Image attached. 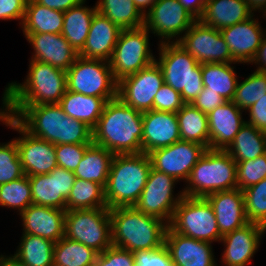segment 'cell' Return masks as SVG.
I'll use <instances>...</instances> for the list:
<instances>
[{
	"label": "cell",
	"instance_id": "cell-13",
	"mask_svg": "<svg viewBox=\"0 0 266 266\" xmlns=\"http://www.w3.org/2000/svg\"><path fill=\"white\" fill-rule=\"evenodd\" d=\"M178 181L163 172L151 168L146 185L134 207L144 214L171 223L176 207L183 199V191L174 195Z\"/></svg>",
	"mask_w": 266,
	"mask_h": 266
},
{
	"label": "cell",
	"instance_id": "cell-42",
	"mask_svg": "<svg viewBox=\"0 0 266 266\" xmlns=\"http://www.w3.org/2000/svg\"><path fill=\"white\" fill-rule=\"evenodd\" d=\"M243 193L248 221L266 228V178L244 189Z\"/></svg>",
	"mask_w": 266,
	"mask_h": 266
},
{
	"label": "cell",
	"instance_id": "cell-8",
	"mask_svg": "<svg viewBox=\"0 0 266 266\" xmlns=\"http://www.w3.org/2000/svg\"><path fill=\"white\" fill-rule=\"evenodd\" d=\"M0 122L7 128L17 131L21 136L15 137L24 175H45L58 167L55 145L26 132L15 120L8 98L2 94Z\"/></svg>",
	"mask_w": 266,
	"mask_h": 266
},
{
	"label": "cell",
	"instance_id": "cell-15",
	"mask_svg": "<svg viewBox=\"0 0 266 266\" xmlns=\"http://www.w3.org/2000/svg\"><path fill=\"white\" fill-rule=\"evenodd\" d=\"M200 64L238 63L224 41L220 30L196 20L177 42Z\"/></svg>",
	"mask_w": 266,
	"mask_h": 266
},
{
	"label": "cell",
	"instance_id": "cell-29",
	"mask_svg": "<svg viewBox=\"0 0 266 266\" xmlns=\"http://www.w3.org/2000/svg\"><path fill=\"white\" fill-rule=\"evenodd\" d=\"M106 103L107 100L105 98L86 96L81 93L66 90L59 105L70 118L84 122L93 129Z\"/></svg>",
	"mask_w": 266,
	"mask_h": 266
},
{
	"label": "cell",
	"instance_id": "cell-49",
	"mask_svg": "<svg viewBox=\"0 0 266 266\" xmlns=\"http://www.w3.org/2000/svg\"><path fill=\"white\" fill-rule=\"evenodd\" d=\"M28 0H0V20H20L23 24Z\"/></svg>",
	"mask_w": 266,
	"mask_h": 266
},
{
	"label": "cell",
	"instance_id": "cell-18",
	"mask_svg": "<svg viewBox=\"0 0 266 266\" xmlns=\"http://www.w3.org/2000/svg\"><path fill=\"white\" fill-rule=\"evenodd\" d=\"M33 204L66 210V199L73 187V171L56 167L49 174L28 176Z\"/></svg>",
	"mask_w": 266,
	"mask_h": 266
},
{
	"label": "cell",
	"instance_id": "cell-3",
	"mask_svg": "<svg viewBox=\"0 0 266 266\" xmlns=\"http://www.w3.org/2000/svg\"><path fill=\"white\" fill-rule=\"evenodd\" d=\"M112 245L130 252L159 249L164 245L168 224L131 207L109 209Z\"/></svg>",
	"mask_w": 266,
	"mask_h": 266
},
{
	"label": "cell",
	"instance_id": "cell-23",
	"mask_svg": "<svg viewBox=\"0 0 266 266\" xmlns=\"http://www.w3.org/2000/svg\"><path fill=\"white\" fill-rule=\"evenodd\" d=\"M181 140L177 114L158 110L143 112L142 152L170 146Z\"/></svg>",
	"mask_w": 266,
	"mask_h": 266
},
{
	"label": "cell",
	"instance_id": "cell-54",
	"mask_svg": "<svg viewBox=\"0 0 266 266\" xmlns=\"http://www.w3.org/2000/svg\"><path fill=\"white\" fill-rule=\"evenodd\" d=\"M250 64L258 65L255 71L266 72V33L262 38L261 45L258 48L256 56Z\"/></svg>",
	"mask_w": 266,
	"mask_h": 266
},
{
	"label": "cell",
	"instance_id": "cell-33",
	"mask_svg": "<svg viewBox=\"0 0 266 266\" xmlns=\"http://www.w3.org/2000/svg\"><path fill=\"white\" fill-rule=\"evenodd\" d=\"M226 151L238 163L266 153V132L245 122Z\"/></svg>",
	"mask_w": 266,
	"mask_h": 266
},
{
	"label": "cell",
	"instance_id": "cell-35",
	"mask_svg": "<svg viewBox=\"0 0 266 266\" xmlns=\"http://www.w3.org/2000/svg\"><path fill=\"white\" fill-rule=\"evenodd\" d=\"M176 114L181 140L194 142L209 149L207 114L189 103H186Z\"/></svg>",
	"mask_w": 266,
	"mask_h": 266
},
{
	"label": "cell",
	"instance_id": "cell-51",
	"mask_svg": "<svg viewBox=\"0 0 266 266\" xmlns=\"http://www.w3.org/2000/svg\"><path fill=\"white\" fill-rule=\"evenodd\" d=\"M249 114L247 123L261 131L266 132V95L262 96L260 100L250 106L245 113Z\"/></svg>",
	"mask_w": 266,
	"mask_h": 266
},
{
	"label": "cell",
	"instance_id": "cell-10",
	"mask_svg": "<svg viewBox=\"0 0 266 266\" xmlns=\"http://www.w3.org/2000/svg\"><path fill=\"white\" fill-rule=\"evenodd\" d=\"M150 34L145 26L121 30L109 60L113 77L117 82L155 62L156 57L149 47Z\"/></svg>",
	"mask_w": 266,
	"mask_h": 266
},
{
	"label": "cell",
	"instance_id": "cell-48",
	"mask_svg": "<svg viewBox=\"0 0 266 266\" xmlns=\"http://www.w3.org/2000/svg\"><path fill=\"white\" fill-rule=\"evenodd\" d=\"M133 256L135 266H173L165 245L159 249L134 251Z\"/></svg>",
	"mask_w": 266,
	"mask_h": 266
},
{
	"label": "cell",
	"instance_id": "cell-20",
	"mask_svg": "<svg viewBox=\"0 0 266 266\" xmlns=\"http://www.w3.org/2000/svg\"><path fill=\"white\" fill-rule=\"evenodd\" d=\"M164 245L169 251L173 266H218L212 243L179 234L169 225Z\"/></svg>",
	"mask_w": 266,
	"mask_h": 266
},
{
	"label": "cell",
	"instance_id": "cell-26",
	"mask_svg": "<svg viewBox=\"0 0 266 266\" xmlns=\"http://www.w3.org/2000/svg\"><path fill=\"white\" fill-rule=\"evenodd\" d=\"M244 111L232 101H226L207 114L209 125V149L226 150L233 142L241 126Z\"/></svg>",
	"mask_w": 266,
	"mask_h": 266
},
{
	"label": "cell",
	"instance_id": "cell-27",
	"mask_svg": "<svg viewBox=\"0 0 266 266\" xmlns=\"http://www.w3.org/2000/svg\"><path fill=\"white\" fill-rule=\"evenodd\" d=\"M121 30L106 16L96 11L90 25L86 43L79 52V56L85 59L109 62Z\"/></svg>",
	"mask_w": 266,
	"mask_h": 266
},
{
	"label": "cell",
	"instance_id": "cell-45",
	"mask_svg": "<svg viewBox=\"0 0 266 266\" xmlns=\"http://www.w3.org/2000/svg\"><path fill=\"white\" fill-rule=\"evenodd\" d=\"M91 144L55 145L57 165L69 171H75L82 160L86 149Z\"/></svg>",
	"mask_w": 266,
	"mask_h": 266
},
{
	"label": "cell",
	"instance_id": "cell-30",
	"mask_svg": "<svg viewBox=\"0 0 266 266\" xmlns=\"http://www.w3.org/2000/svg\"><path fill=\"white\" fill-rule=\"evenodd\" d=\"M86 0L64 12V21L61 34L69 44L79 53L87 40L90 25L95 12L93 7L84 6Z\"/></svg>",
	"mask_w": 266,
	"mask_h": 266
},
{
	"label": "cell",
	"instance_id": "cell-57",
	"mask_svg": "<svg viewBox=\"0 0 266 266\" xmlns=\"http://www.w3.org/2000/svg\"><path fill=\"white\" fill-rule=\"evenodd\" d=\"M0 266H24L18 262L13 256L0 255Z\"/></svg>",
	"mask_w": 266,
	"mask_h": 266
},
{
	"label": "cell",
	"instance_id": "cell-46",
	"mask_svg": "<svg viewBox=\"0 0 266 266\" xmlns=\"http://www.w3.org/2000/svg\"><path fill=\"white\" fill-rule=\"evenodd\" d=\"M186 103L181 94L171 86L164 84L153 100V109L163 112L177 113Z\"/></svg>",
	"mask_w": 266,
	"mask_h": 266
},
{
	"label": "cell",
	"instance_id": "cell-14",
	"mask_svg": "<svg viewBox=\"0 0 266 266\" xmlns=\"http://www.w3.org/2000/svg\"><path fill=\"white\" fill-rule=\"evenodd\" d=\"M196 20L178 0H157L144 16V26L161 39L159 44L175 43Z\"/></svg>",
	"mask_w": 266,
	"mask_h": 266
},
{
	"label": "cell",
	"instance_id": "cell-6",
	"mask_svg": "<svg viewBox=\"0 0 266 266\" xmlns=\"http://www.w3.org/2000/svg\"><path fill=\"white\" fill-rule=\"evenodd\" d=\"M184 196L205 198L218 192L237 188V164L226 150L207 149L192 168Z\"/></svg>",
	"mask_w": 266,
	"mask_h": 266
},
{
	"label": "cell",
	"instance_id": "cell-28",
	"mask_svg": "<svg viewBox=\"0 0 266 266\" xmlns=\"http://www.w3.org/2000/svg\"><path fill=\"white\" fill-rule=\"evenodd\" d=\"M252 15L245 0H206L204 13L199 20L206 26L221 30Z\"/></svg>",
	"mask_w": 266,
	"mask_h": 266
},
{
	"label": "cell",
	"instance_id": "cell-31",
	"mask_svg": "<svg viewBox=\"0 0 266 266\" xmlns=\"http://www.w3.org/2000/svg\"><path fill=\"white\" fill-rule=\"evenodd\" d=\"M114 154L106 148L92 143L74 171L78 179L96 182L106 187Z\"/></svg>",
	"mask_w": 266,
	"mask_h": 266
},
{
	"label": "cell",
	"instance_id": "cell-21",
	"mask_svg": "<svg viewBox=\"0 0 266 266\" xmlns=\"http://www.w3.org/2000/svg\"><path fill=\"white\" fill-rule=\"evenodd\" d=\"M252 15L249 19L222 28L220 33L229 47L232 57L238 63L250 64L256 56L263 36L266 33L259 18Z\"/></svg>",
	"mask_w": 266,
	"mask_h": 266
},
{
	"label": "cell",
	"instance_id": "cell-52",
	"mask_svg": "<svg viewBox=\"0 0 266 266\" xmlns=\"http://www.w3.org/2000/svg\"><path fill=\"white\" fill-rule=\"evenodd\" d=\"M34 1L47 8L65 12L70 8L78 5L83 0H34Z\"/></svg>",
	"mask_w": 266,
	"mask_h": 266
},
{
	"label": "cell",
	"instance_id": "cell-2",
	"mask_svg": "<svg viewBox=\"0 0 266 266\" xmlns=\"http://www.w3.org/2000/svg\"><path fill=\"white\" fill-rule=\"evenodd\" d=\"M93 130V143L117 154L142 152L143 112L119 97L107 101Z\"/></svg>",
	"mask_w": 266,
	"mask_h": 266
},
{
	"label": "cell",
	"instance_id": "cell-7",
	"mask_svg": "<svg viewBox=\"0 0 266 266\" xmlns=\"http://www.w3.org/2000/svg\"><path fill=\"white\" fill-rule=\"evenodd\" d=\"M155 61L163 72L164 83L181 94L191 104L203 90L201 64L177 42L158 44Z\"/></svg>",
	"mask_w": 266,
	"mask_h": 266
},
{
	"label": "cell",
	"instance_id": "cell-41",
	"mask_svg": "<svg viewBox=\"0 0 266 266\" xmlns=\"http://www.w3.org/2000/svg\"><path fill=\"white\" fill-rule=\"evenodd\" d=\"M266 95V72L254 71L246 79L238 80L232 102L241 110H247Z\"/></svg>",
	"mask_w": 266,
	"mask_h": 266
},
{
	"label": "cell",
	"instance_id": "cell-17",
	"mask_svg": "<svg viewBox=\"0 0 266 266\" xmlns=\"http://www.w3.org/2000/svg\"><path fill=\"white\" fill-rule=\"evenodd\" d=\"M207 149L200 144L178 141L170 146L151 151L148 155L152 168L186 182L192 168Z\"/></svg>",
	"mask_w": 266,
	"mask_h": 266
},
{
	"label": "cell",
	"instance_id": "cell-34",
	"mask_svg": "<svg viewBox=\"0 0 266 266\" xmlns=\"http://www.w3.org/2000/svg\"><path fill=\"white\" fill-rule=\"evenodd\" d=\"M241 63H203L201 64L203 85L207 91L221 95L226 101H232L238 78L235 66Z\"/></svg>",
	"mask_w": 266,
	"mask_h": 266
},
{
	"label": "cell",
	"instance_id": "cell-37",
	"mask_svg": "<svg viewBox=\"0 0 266 266\" xmlns=\"http://www.w3.org/2000/svg\"><path fill=\"white\" fill-rule=\"evenodd\" d=\"M97 11L120 29H136L144 26V16L133 0H98Z\"/></svg>",
	"mask_w": 266,
	"mask_h": 266
},
{
	"label": "cell",
	"instance_id": "cell-55",
	"mask_svg": "<svg viewBox=\"0 0 266 266\" xmlns=\"http://www.w3.org/2000/svg\"><path fill=\"white\" fill-rule=\"evenodd\" d=\"M245 2L253 14L258 10V13L262 12L261 14L263 15V19H266V0H245Z\"/></svg>",
	"mask_w": 266,
	"mask_h": 266
},
{
	"label": "cell",
	"instance_id": "cell-1",
	"mask_svg": "<svg viewBox=\"0 0 266 266\" xmlns=\"http://www.w3.org/2000/svg\"><path fill=\"white\" fill-rule=\"evenodd\" d=\"M14 120L30 135L54 145L92 144L93 130L66 115L59 104L12 107Z\"/></svg>",
	"mask_w": 266,
	"mask_h": 266
},
{
	"label": "cell",
	"instance_id": "cell-25",
	"mask_svg": "<svg viewBox=\"0 0 266 266\" xmlns=\"http://www.w3.org/2000/svg\"><path fill=\"white\" fill-rule=\"evenodd\" d=\"M66 210L31 204L20 214L23 232L54 243L64 237Z\"/></svg>",
	"mask_w": 266,
	"mask_h": 266
},
{
	"label": "cell",
	"instance_id": "cell-4",
	"mask_svg": "<svg viewBox=\"0 0 266 266\" xmlns=\"http://www.w3.org/2000/svg\"><path fill=\"white\" fill-rule=\"evenodd\" d=\"M24 82L6 85L4 95L12 107L59 104L67 90L66 71L48 63L29 61Z\"/></svg>",
	"mask_w": 266,
	"mask_h": 266
},
{
	"label": "cell",
	"instance_id": "cell-40",
	"mask_svg": "<svg viewBox=\"0 0 266 266\" xmlns=\"http://www.w3.org/2000/svg\"><path fill=\"white\" fill-rule=\"evenodd\" d=\"M33 204L31 186L27 175L0 185V206L17 210L20 214Z\"/></svg>",
	"mask_w": 266,
	"mask_h": 266
},
{
	"label": "cell",
	"instance_id": "cell-53",
	"mask_svg": "<svg viewBox=\"0 0 266 266\" xmlns=\"http://www.w3.org/2000/svg\"><path fill=\"white\" fill-rule=\"evenodd\" d=\"M184 9L199 20L205 10L206 0H178Z\"/></svg>",
	"mask_w": 266,
	"mask_h": 266
},
{
	"label": "cell",
	"instance_id": "cell-16",
	"mask_svg": "<svg viewBox=\"0 0 266 266\" xmlns=\"http://www.w3.org/2000/svg\"><path fill=\"white\" fill-rule=\"evenodd\" d=\"M163 72L157 62L118 81L117 97L141 112L153 110V100L164 85Z\"/></svg>",
	"mask_w": 266,
	"mask_h": 266
},
{
	"label": "cell",
	"instance_id": "cell-47",
	"mask_svg": "<svg viewBox=\"0 0 266 266\" xmlns=\"http://www.w3.org/2000/svg\"><path fill=\"white\" fill-rule=\"evenodd\" d=\"M94 266H135L133 252L112 245L98 253Z\"/></svg>",
	"mask_w": 266,
	"mask_h": 266
},
{
	"label": "cell",
	"instance_id": "cell-39",
	"mask_svg": "<svg viewBox=\"0 0 266 266\" xmlns=\"http://www.w3.org/2000/svg\"><path fill=\"white\" fill-rule=\"evenodd\" d=\"M92 208H108L104 187L96 182L75 178L66 199V211Z\"/></svg>",
	"mask_w": 266,
	"mask_h": 266
},
{
	"label": "cell",
	"instance_id": "cell-24",
	"mask_svg": "<svg viewBox=\"0 0 266 266\" xmlns=\"http://www.w3.org/2000/svg\"><path fill=\"white\" fill-rule=\"evenodd\" d=\"M205 199L215 213L222 236L249 223L245 212L244 193L239 188L218 191L206 196Z\"/></svg>",
	"mask_w": 266,
	"mask_h": 266
},
{
	"label": "cell",
	"instance_id": "cell-36",
	"mask_svg": "<svg viewBox=\"0 0 266 266\" xmlns=\"http://www.w3.org/2000/svg\"><path fill=\"white\" fill-rule=\"evenodd\" d=\"M55 243L40 236L22 234L16 252L11 255L24 266H53Z\"/></svg>",
	"mask_w": 266,
	"mask_h": 266
},
{
	"label": "cell",
	"instance_id": "cell-43",
	"mask_svg": "<svg viewBox=\"0 0 266 266\" xmlns=\"http://www.w3.org/2000/svg\"><path fill=\"white\" fill-rule=\"evenodd\" d=\"M24 176L15 139L0 143V185Z\"/></svg>",
	"mask_w": 266,
	"mask_h": 266
},
{
	"label": "cell",
	"instance_id": "cell-12",
	"mask_svg": "<svg viewBox=\"0 0 266 266\" xmlns=\"http://www.w3.org/2000/svg\"><path fill=\"white\" fill-rule=\"evenodd\" d=\"M67 90L86 96L117 97L118 82L114 79L109 62L78 57L66 71Z\"/></svg>",
	"mask_w": 266,
	"mask_h": 266
},
{
	"label": "cell",
	"instance_id": "cell-22",
	"mask_svg": "<svg viewBox=\"0 0 266 266\" xmlns=\"http://www.w3.org/2000/svg\"><path fill=\"white\" fill-rule=\"evenodd\" d=\"M33 47L31 60L48 63L67 71L79 53L69 44L62 34L23 33Z\"/></svg>",
	"mask_w": 266,
	"mask_h": 266
},
{
	"label": "cell",
	"instance_id": "cell-44",
	"mask_svg": "<svg viewBox=\"0 0 266 266\" xmlns=\"http://www.w3.org/2000/svg\"><path fill=\"white\" fill-rule=\"evenodd\" d=\"M236 164L237 188L242 191L266 178V153Z\"/></svg>",
	"mask_w": 266,
	"mask_h": 266
},
{
	"label": "cell",
	"instance_id": "cell-11",
	"mask_svg": "<svg viewBox=\"0 0 266 266\" xmlns=\"http://www.w3.org/2000/svg\"><path fill=\"white\" fill-rule=\"evenodd\" d=\"M169 226L175 232L196 240L220 243L222 238L215 213L205 198L184 196Z\"/></svg>",
	"mask_w": 266,
	"mask_h": 266
},
{
	"label": "cell",
	"instance_id": "cell-19",
	"mask_svg": "<svg viewBox=\"0 0 266 266\" xmlns=\"http://www.w3.org/2000/svg\"><path fill=\"white\" fill-rule=\"evenodd\" d=\"M266 228L257 223H247L239 229L226 233L220 242L225 248L221 263L224 266H247L259 250Z\"/></svg>",
	"mask_w": 266,
	"mask_h": 266
},
{
	"label": "cell",
	"instance_id": "cell-38",
	"mask_svg": "<svg viewBox=\"0 0 266 266\" xmlns=\"http://www.w3.org/2000/svg\"><path fill=\"white\" fill-rule=\"evenodd\" d=\"M97 255L93 248L64 236L55 242L53 266H94Z\"/></svg>",
	"mask_w": 266,
	"mask_h": 266
},
{
	"label": "cell",
	"instance_id": "cell-5",
	"mask_svg": "<svg viewBox=\"0 0 266 266\" xmlns=\"http://www.w3.org/2000/svg\"><path fill=\"white\" fill-rule=\"evenodd\" d=\"M152 168L146 153L114 155L105 189L109 209L134 206Z\"/></svg>",
	"mask_w": 266,
	"mask_h": 266
},
{
	"label": "cell",
	"instance_id": "cell-9",
	"mask_svg": "<svg viewBox=\"0 0 266 266\" xmlns=\"http://www.w3.org/2000/svg\"><path fill=\"white\" fill-rule=\"evenodd\" d=\"M64 236L93 248L98 253L112 246L109 208L68 210Z\"/></svg>",
	"mask_w": 266,
	"mask_h": 266
},
{
	"label": "cell",
	"instance_id": "cell-32",
	"mask_svg": "<svg viewBox=\"0 0 266 266\" xmlns=\"http://www.w3.org/2000/svg\"><path fill=\"white\" fill-rule=\"evenodd\" d=\"M63 21L64 12L28 0L21 29L23 33L61 34Z\"/></svg>",
	"mask_w": 266,
	"mask_h": 266
},
{
	"label": "cell",
	"instance_id": "cell-50",
	"mask_svg": "<svg viewBox=\"0 0 266 266\" xmlns=\"http://www.w3.org/2000/svg\"><path fill=\"white\" fill-rule=\"evenodd\" d=\"M225 102L226 100L221 95L213 93L212 91H207V89L204 87L191 104L203 113L208 114Z\"/></svg>",
	"mask_w": 266,
	"mask_h": 266
},
{
	"label": "cell",
	"instance_id": "cell-56",
	"mask_svg": "<svg viewBox=\"0 0 266 266\" xmlns=\"http://www.w3.org/2000/svg\"><path fill=\"white\" fill-rule=\"evenodd\" d=\"M136 8L145 16L157 0H133ZM147 9V10H146Z\"/></svg>",
	"mask_w": 266,
	"mask_h": 266
}]
</instances>
